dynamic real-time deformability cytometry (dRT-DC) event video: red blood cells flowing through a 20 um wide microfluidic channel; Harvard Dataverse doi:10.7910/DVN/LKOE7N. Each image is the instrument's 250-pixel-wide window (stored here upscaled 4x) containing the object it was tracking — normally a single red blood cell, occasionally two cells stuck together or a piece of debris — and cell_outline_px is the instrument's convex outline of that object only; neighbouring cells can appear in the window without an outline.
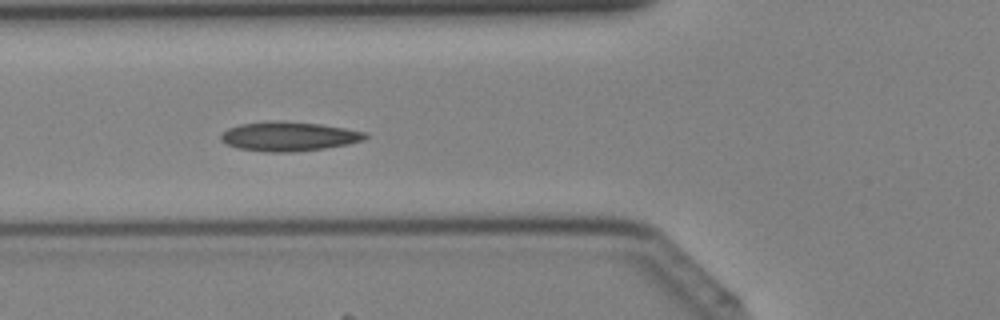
{"species": "Egyptian fruit bat (a non-hibernating species)", "species_latin": "Rousettus aegyptiacus", "temperature_condition": "cold", "stored_images_in_passage": 40, "camera_frame_rate_fps": 3000, "um_per_image_px": 0.085, "animal": {"sex": "female"}, "frame": {"image": 1, "passage_image": 14, "time_ms": 4.333, "image_size_px": [1000, 320], "cell_outline_px": [[368, 136], [364, 140], [348, 144], [324, 148], [292, 152], [264, 152], [240, 148], [228, 144], [220, 140], [220, 136], [228, 128], [240, 124], [268, 120], [284, 120], [320, 124], [344, 128], [364, 132]], "centroid_in_image_um": [24.53, 11.58], "position_along_channel_um": 101.3, "area_um2": 24.68}}
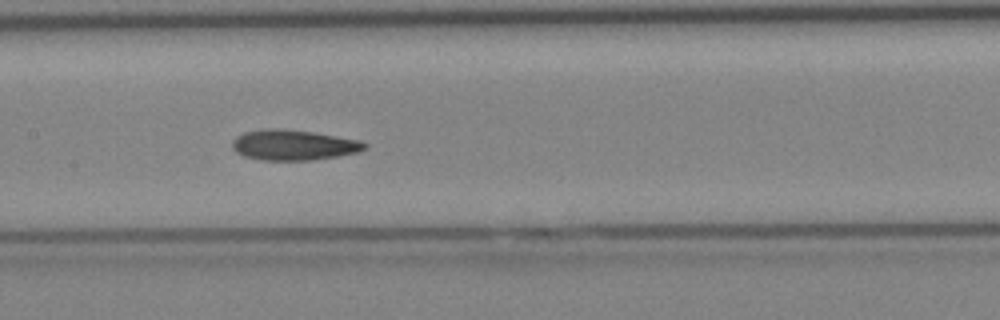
{"frame": {"image": 2, "passage_image": 19, "time_ms": 6.0, "image_size_px": [1000, 320], "cell_outline_px": [[368, 144], [364, 148], [356, 152], [340, 156], [312, 160], [264, 160], [244, 156], [236, 152], [232, 148], [232, 140], [236, 136], [244, 132], [264, 128], [276, 128], [312, 132], [356, 140]], "centroid_in_image_um": [24.88, 12.33], "position_along_channel_um": 182.5, "area_um2": 23.24}}
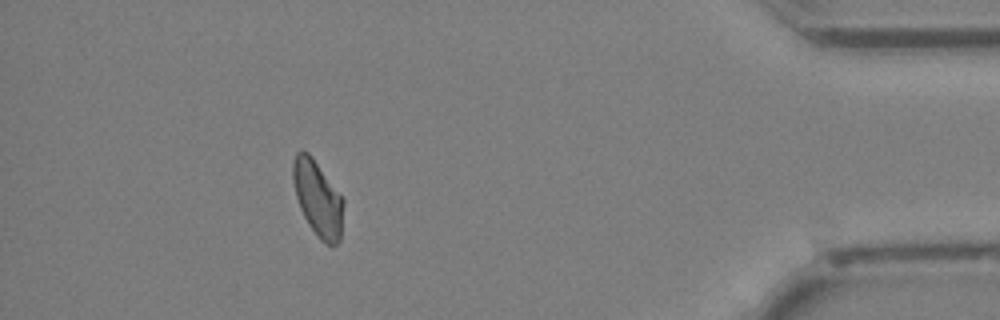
{"frame": {"image": 3, "passage_image": 36, "time_ms": 11.667, "image_size_px": [1000, 320], "cell_outline_px": [[344, 204], [340, 240], [332, 248], [324, 244], [316, 236], [308, 224], [300, 208], [296, 196], [292, 180], [292, 160], [296, 152], [308, 152], [312, 156], [344, 200]], "centroid_in_image_um": [27.0, 16.91], "position_along_channel_um": 408.2, "area_um2": 22.37}}